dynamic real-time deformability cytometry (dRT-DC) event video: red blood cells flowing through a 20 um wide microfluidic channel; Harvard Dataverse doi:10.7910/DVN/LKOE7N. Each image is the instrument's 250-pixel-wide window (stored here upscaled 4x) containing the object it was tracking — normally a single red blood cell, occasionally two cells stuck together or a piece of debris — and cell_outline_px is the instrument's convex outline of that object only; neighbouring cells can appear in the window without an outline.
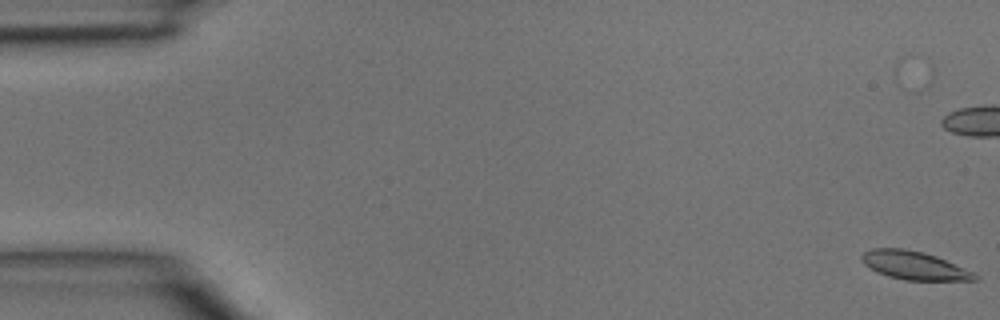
{"species": "common noctule bat (a hibernating species)", "species_latin": "Nyctalus noctula", "temperature_condition": "room temperature", "stored_images_in_passage": 5, "camera_frame_rate_fps": 3000, "um_per_image_px": 0.085, "animal": {"sex": "male", "body_mass_g": 15.6}, "frame": {"image": 1, "passage_image": 1, "time_ms": 0.0, "image_size_px": [1000, 320], "cell_outline_px": [[980, 280], [904, 280], [888, 276], [876, 272], [864, 264], [860, 260], [860, 256], [864, 252], [872, 248], [900, 248], [924, 252], [936, 256], [964, 268], [980, 276]], "centroid_in_image_um": [77.68, 22.56], "position_along_channel_um": 7.3, "area_um2": 18.67}}